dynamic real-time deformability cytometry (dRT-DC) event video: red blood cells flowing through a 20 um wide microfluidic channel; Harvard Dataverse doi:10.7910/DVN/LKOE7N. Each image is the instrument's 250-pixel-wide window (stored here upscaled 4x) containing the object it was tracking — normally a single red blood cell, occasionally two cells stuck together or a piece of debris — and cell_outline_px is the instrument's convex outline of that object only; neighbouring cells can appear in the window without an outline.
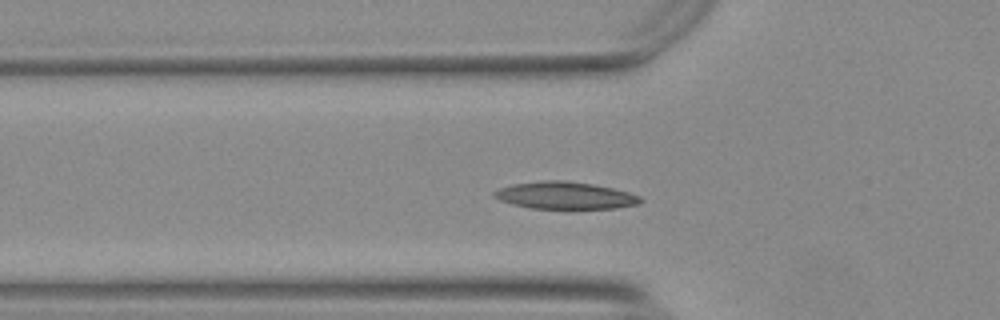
{"species": "Egyptian fruit bat (a non-hibernating species)", "species_latin": "Rousettus aegyptiacus", "temperature_condition": "warm", "stored_images_in_passage": 42, "camera_frame_rate_fps": 3000, "um_per_image_px": 0.085, "animal": {"sex": "female"}, "frame": {"image": 1, "passage_image": 5, "time_ms": 1.333, "image_size_px": [1000, 320], "cell_outline_px": [[644, 200], [640, 204], [616, 208], [532, 208], [512, 204], [500, 200], [492, 196], [492, 192], [500, 188], [512, 184], [544, 180], [564, 180], [592, 184], [612, 188], [628, 192], [640, 196]], "centroid_in_image_um": [48.03, 16.61], "position_along_channel_um": 77.8, "area_um2": 23.12}}
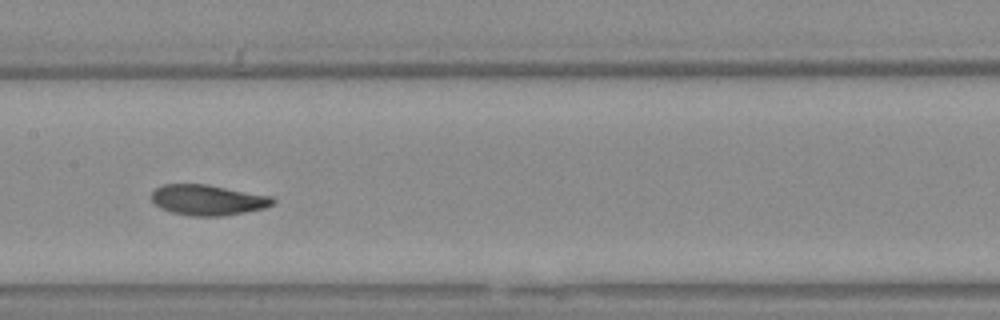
{"frame": {"image": 2, "passage_image": 14, "time_ms": 4.333, "image_size_px": [1000, 320], "cell_outline_px": [[276, 200], [272, 204], [264, 208], [224, 216], [188, 216], [172, 212], [160, 208], [152, 200], [152, 192], [156, 188], [164, 184], [204, 184], [272, 196]], "centroid_in_image_um": [17.65, 17.0], "position_along_channel_um": 189.7, "area_um2": 21.44}}
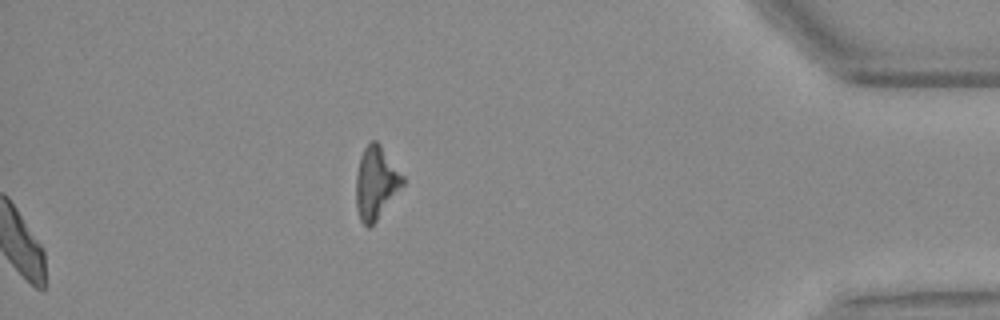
{"frame": {"image": 3, "passage_image": 42, "time_ms": 13.667, "image_size_px": [1000, 320], "cell_outline_px": [[404, 184], [376, 220], [368, 228], [360, 220], [356, 208], [356, 172], [360, 156], [364, 148], [372, 140], [376, 140], [380, 144], [404, 176]], "centroid_in_image_um": [31.94, 15.52], "position_along_channel_um": 403.3, "area_um2": 19.59}, "authors_computed_cell_mechanics": {"area_um2": 21.5883, "velocity_mm_per_s": 3.7257, "shape_relaxation_time_tau1_ms": 4.0171, "shape_relaxation_time_tau2_ms": 2.8955, "deformation_change_tau1": 0.1409, "deformation_change_tau2": 0.054}}